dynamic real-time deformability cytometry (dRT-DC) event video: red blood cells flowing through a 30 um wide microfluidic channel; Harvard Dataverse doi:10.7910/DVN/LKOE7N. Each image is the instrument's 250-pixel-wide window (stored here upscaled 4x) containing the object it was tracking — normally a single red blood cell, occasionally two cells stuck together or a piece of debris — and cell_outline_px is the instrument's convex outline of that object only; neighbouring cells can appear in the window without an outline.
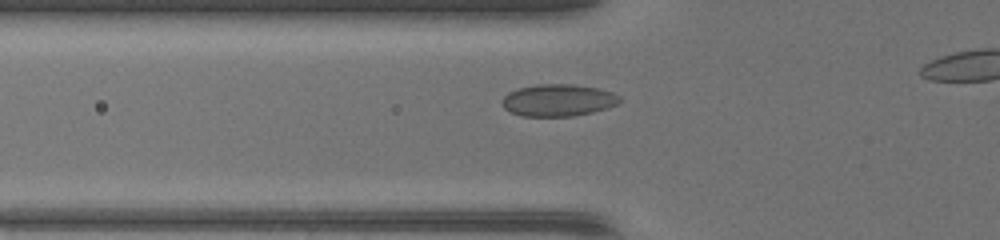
{"species": "common noctule bat (a hibernating species)", "species_latin": "Nyctalus noctula", "temperature_condition": "warm", "stored_images_in_passage": 33, "camera_frame_rate_fps": 3000, "um_per_image_px": 0.085, "animal": {"sex": "female", "body_mass_g": 17.0, "forearm_length_mm": 48.0}, "frame": {"image": 1, "passage_image": 11, "time_ms": 3.333, "image_size_px": [1000, 240], "cell_outline_px": [[620, 100], [616, 104], [608, 108], [592, 112], [572, 116], [520, 116], [504, 108], [500, 100], [508, 92], [520, 88], [536, 84], [572, 84], [596, 88], [612, 92], [620, 96]], "centroid_in_image_um": [47.41, 8.52], "position_along_channel_um": 78.4, "area_um2": 21.91}}
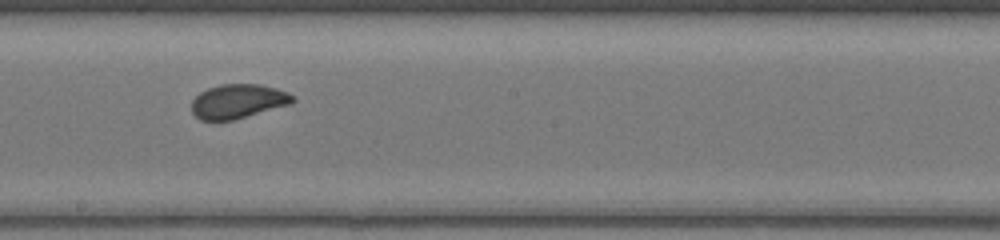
{"frame": {"image": 2, "passage_image": 21, "time_ms": 6.667, "image_size_px": [1000, 240], "cell_outline_px": [[296, 100], [292, 104], [232, 120], [200, 120], [192, 112], [192, 100], [200, 92], [208, 88], [220, 84], [260, 84], [276, 88], [288, 92], [296, 96]], "centroid_in_image_um": [20.27, 8.6], "position_along_channel_um": 227.9, "area_um2": 20.29}}
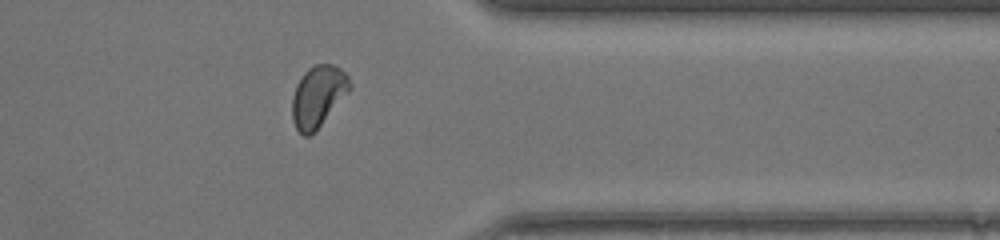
{"frame": {"image": 3, "passage_image": 32, "time_ms": 10.333, "image_size_px": [1000, 240], "cell_outline_px": [[352, 88], [320, 124], [308, 136], [304, 136], [296, 128], [292, 120], [292, 96], [296, 84], [304, 72], [308, 68], [316, 64], [336, 64], [348, 76], [352, 84]], "centroid_in_image_um": [27.03, 8.13], "position_along_channel_um": 384.4, "area_um2": 20.35}}